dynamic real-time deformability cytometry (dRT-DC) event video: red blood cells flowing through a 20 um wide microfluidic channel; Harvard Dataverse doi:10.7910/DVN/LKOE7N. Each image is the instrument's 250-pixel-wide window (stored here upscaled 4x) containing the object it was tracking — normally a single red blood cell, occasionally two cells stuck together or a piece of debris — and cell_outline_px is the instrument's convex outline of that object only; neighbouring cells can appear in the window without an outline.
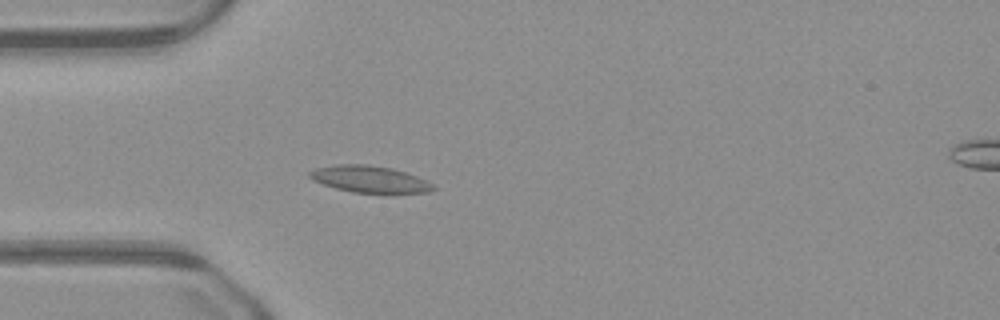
{"species": "common noctule bat (a hibernating species)", "species_latin": "Nyctalus noctula", "temperature_condition": "warm", "stored_images_in_passage": 38, "camera_frame_rate_fps": 3000, "um_per_image_px": 0.085, "animal": {"sex": "male", "body_mass_g": 23.1, "forearm_length_mm": 52.7}, "frame": {"image": 1, "passage_image": 3, "time_ms": 0.667, "image_size_px": [1000, 320], "cell_outline_px": [[436, 188], [428, 192], [352, 192], [336, 188], [312, 180], [308, 176], [308, 172], [316, 168], [336, 164], [368, 164], [392, 168], [416, 176], [432, 184]], "centroid_in_image_um": [31.36, 15.21], "position_along_channel_um": 53.6, "area_um2": 18.9}}
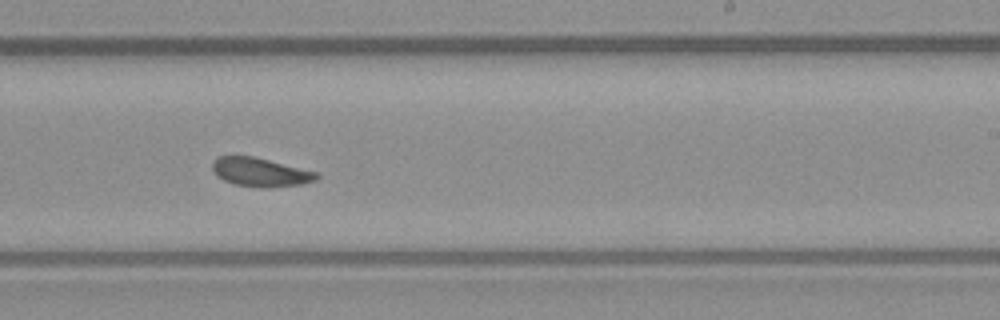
{"frame": {"image": 2, "passage_image": 19, "time_ms": 6.0, "image_size_px": [1000, 320], "cell_outline_px": [[320, 176], [316, 180], [300, 184], [232, 184], [216, 176], [212, 168], [212, 164], [220, 156], [256, 156], [320, 172]], "centroid_in_image_um": [22.15, 14.56], "position_along_channel_um": 266.8, "area_um2": 16.7}}
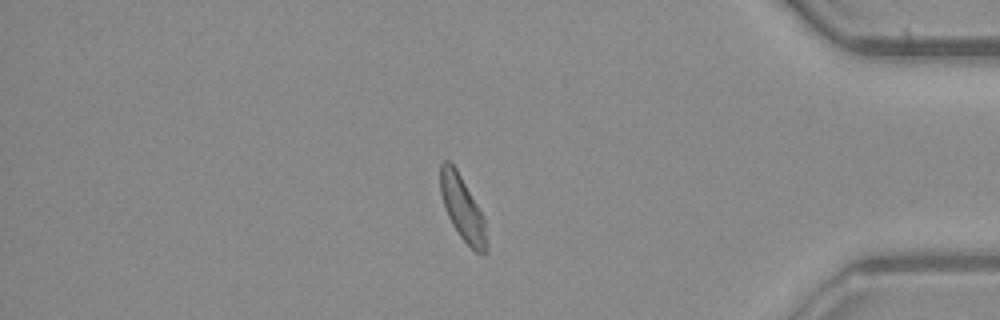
{"frame": {"image": 3, "passage_image": 31, "time_ms": 10.0, "image_size_px": [1000, 320], "cell_outline_px": [[488, 248], [484, 256], [476, 252], [460, 236], [452, 224], [448, 216], [440, 192], [440, 164], [444, 160], [448, 160], [456, 168], [476, 204], [484, 220], [488, 244]], "centroid_in_image_um": [39.31, 17.73], "position_along_channel_um": 395.9, "area_um2": 16.99}}